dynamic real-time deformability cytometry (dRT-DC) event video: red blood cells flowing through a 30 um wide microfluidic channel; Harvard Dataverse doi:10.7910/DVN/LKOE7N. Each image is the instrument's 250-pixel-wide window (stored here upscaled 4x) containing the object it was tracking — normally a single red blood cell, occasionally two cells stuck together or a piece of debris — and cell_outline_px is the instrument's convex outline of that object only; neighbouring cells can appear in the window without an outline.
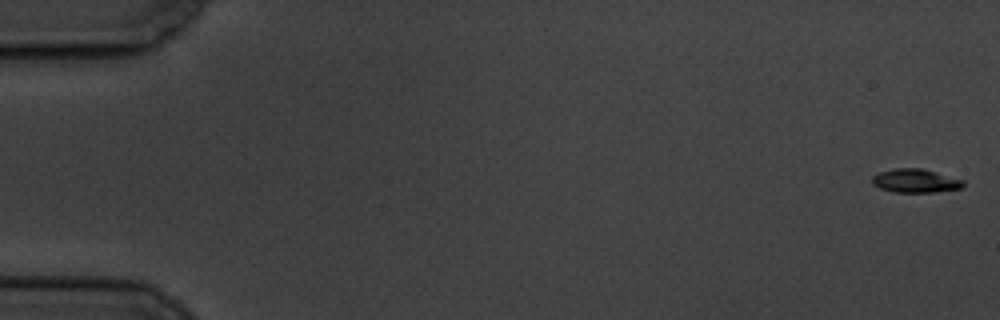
{"species": "common noctule bat (a hibernating species)", "species_latin": "Nyctalus noctula", "temperature_condition": "cold", "stored_images_in_passage": 11, "camera_frame_rate_fps": 3000, "um_per_image_px": 0.085, "animal": {"sex": "male", "body_mass_g": 19.5, "forearm_length_mm": 54.6}, "frame": {"image": 1, "passage_image": 1, "time_ms": 0.0, "image_size_px": [1000, 320], "cell_outline_px": [[964, 184], [960, 188], [932, 192], [892, 192], [880, 188], [872, 184], [872, 176], [880, 172], [896, 168], [920, 168], [936, 172], [964, 180]], "centroid_in_image_um": [77.78, 15.37], "position_along_channel_um": 7.2, "area_um2": 12.43}}